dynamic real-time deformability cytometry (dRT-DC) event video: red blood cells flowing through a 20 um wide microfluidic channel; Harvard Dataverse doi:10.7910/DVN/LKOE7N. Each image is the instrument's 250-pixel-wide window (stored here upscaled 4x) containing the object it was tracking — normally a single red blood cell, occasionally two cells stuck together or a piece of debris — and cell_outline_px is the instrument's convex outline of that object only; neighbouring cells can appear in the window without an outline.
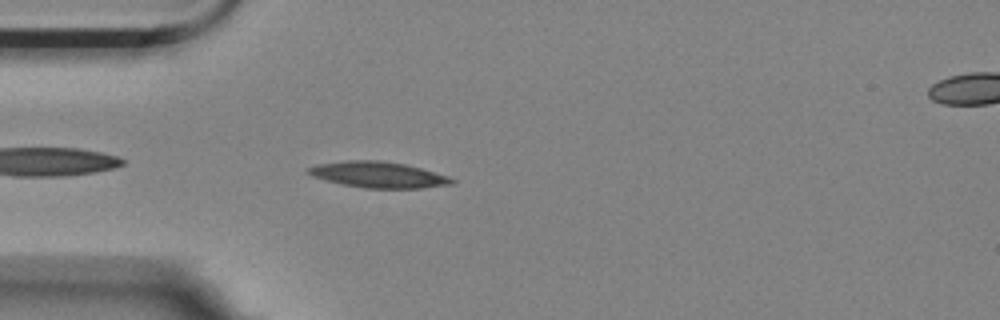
{"species": "Egyptian fruit bat (a non-hibernating species)", "species_latin": "Rousettus aegyptiacus", "temperature_condition": "room temperature", "stored_images_in_passage": 45, "camera_frame_rate_fps": 3000, "um_per_image_px": 0.085, "animal": {"sex": "female"}, "frame": {"image": 1, "passage_image": 4, "time_ms": 1.0, "image_size_px": [1000, 320], "cell_outline_px": [[456, 180], [452, 184], [420, 188], [364, 188], [324, 180], [312, 176], [304, 172], [308, 168], [316, 164], [348, 160], [380, 160], [404, 164], [420, 168], [448, 176]], "centroid_in_image_um": [32.11, 14.84], "position_along_channel_um": 52.9, "area_um2": 21.68}}
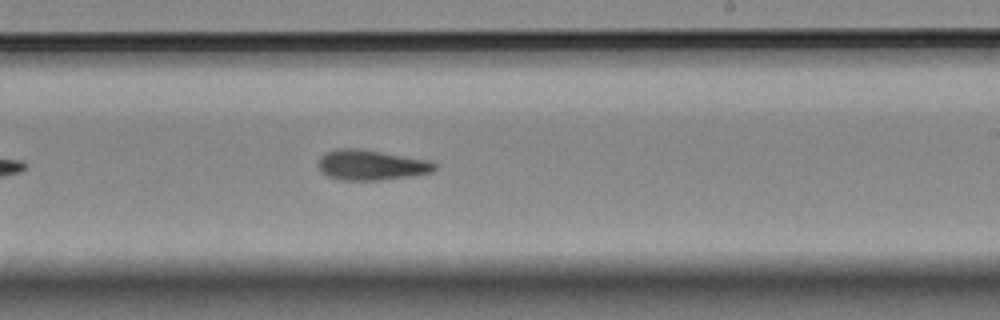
{"frame": {"image": 2, "passage_image": 22, "time_ms": 7.0, "image_size_px": [1000, 320], "cell_outline_px": [[436, 168], [432, 172], [412, 176], [380, 180], [340, 180], [328, 176], [320, 172], [320, 156], [328, 152], [340, 148], [360, 148], [428, 160], [436, 164]], "centroid_in_image_um": [31.56, 14.03], "position_along_channel_um": 257.4, "area_um2": 20.4}}
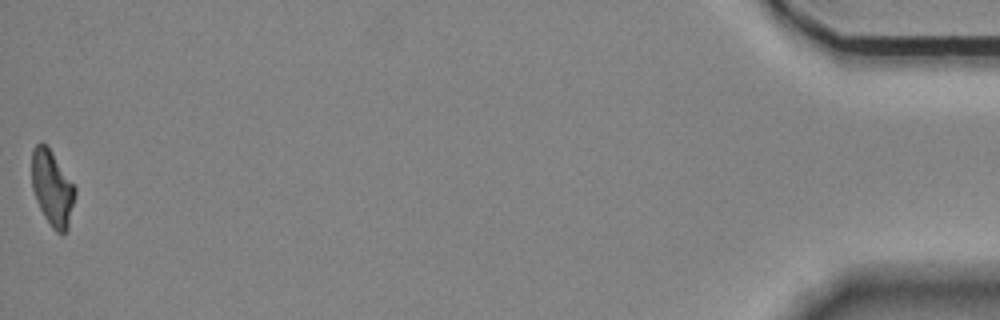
{"frame": {"image": 3, "passage_image": 45, "time_ms": 14.667, "image_size_px": [1000, 320], "cell_outline_px": [[76, 196], [68, 228], [64, 232], [56, 232], [52, 228], [44, 216], [36, 200], [32, 188], [32, 148], [40, 140], [48, 148], [76, 188]], "centroid_in_image_um": [4.43, 16.01], "position_along_channel_um": 430.8, "area_um2": 18.79}, "authors_computed_cell_mechanics": {"area_um2": 20.1144, "velocity_mm_per_s": 3.512, "shape_relaxation_time_tau1_ms": null, "shape_relaxation_time_tau2_ms": 5.6927, "deformation_change_tau1": null, "deformation_change_tau2": 0.1547}}